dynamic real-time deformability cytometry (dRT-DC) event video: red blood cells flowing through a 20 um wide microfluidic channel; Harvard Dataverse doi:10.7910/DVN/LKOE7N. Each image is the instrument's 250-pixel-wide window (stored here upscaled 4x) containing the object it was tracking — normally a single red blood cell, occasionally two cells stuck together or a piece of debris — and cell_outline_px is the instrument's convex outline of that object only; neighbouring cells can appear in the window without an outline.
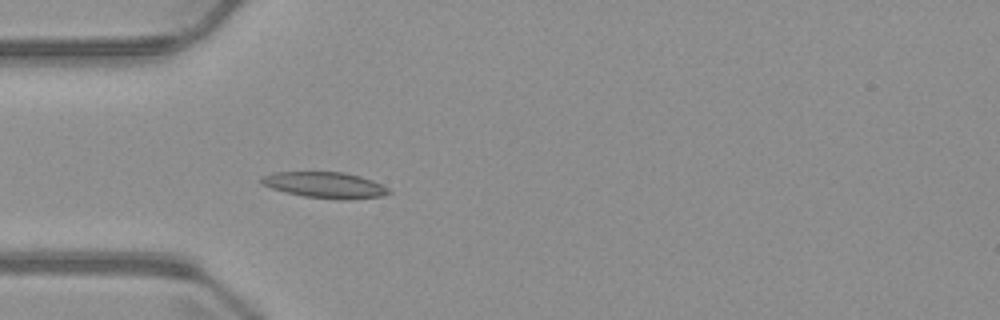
{"species": "common noctule bat (a hibernating species)", "species_latin": "Nyctalus noctula", "temperature_condition": "warm", "stored_images_in_passage": 5, "camera_frame_rate_fps": 3000, "um_per_image_px": 0.085, "animal": {"sex": "male", "body_mass_g": 23.1, "forearm_length_mm": 52.7}, "frame": {"image": 1, "passage_image": 5, "time_ms": 4.667, "image_size_px": [1000, 320], "cell_outline_px": [[392, 192], [384, 196], [304, 196], [272, 188], [260, 184], [260, 176], [272, 172], [344, 172], [360, 176], [372, 180], [388, 188]], "centroid_in_image_um": [27.52, 15.65], "position_along_channel_um": 57.5, "area_um2": 18.15}}